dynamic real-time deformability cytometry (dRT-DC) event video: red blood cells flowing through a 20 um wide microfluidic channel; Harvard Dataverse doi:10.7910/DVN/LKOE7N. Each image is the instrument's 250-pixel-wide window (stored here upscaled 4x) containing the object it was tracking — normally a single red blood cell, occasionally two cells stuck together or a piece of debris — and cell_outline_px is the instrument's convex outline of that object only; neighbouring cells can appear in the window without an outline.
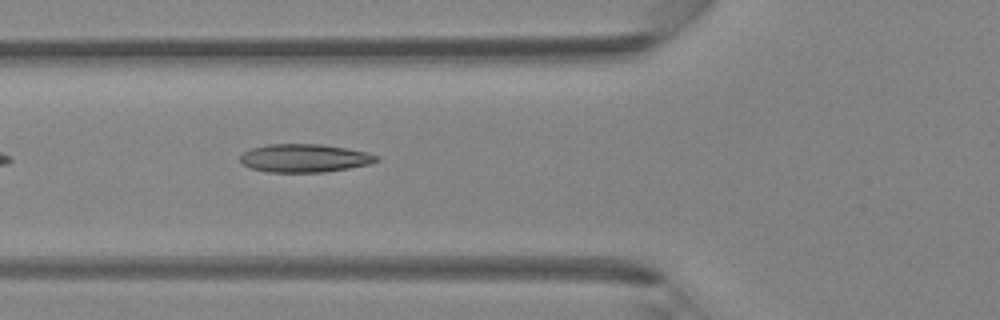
{"species": "Egyptian fruit bat (a non-hibernating species)", "species_latin": "Rousettus aegyptiacus", "temperature_condition": "room temperature", "stored_images_in_passage": 12, "camera_frame_rate_fps": 3000, "um_per_image_px": 0.085, "animal": {"sex": "female"}, "frame": {"image": 1, "passage_image": 4, "time_ms": 1.0, "image_size_px": [1000, 320], "cell_outline_px": [[380, 160], [368, 164], [348, 168], [324, 172], [268, 172], [252, 168], [244, 164], [240, 160], [240, 156], [244, 152], [252, 148], [268, 144], [320, 144], [348, 148], [368, 152], [380, 156]], "centroid_in_image_um": [25.93, 13.43], "position_along_channel_um": 99.9, "area_um2": 22.37}}
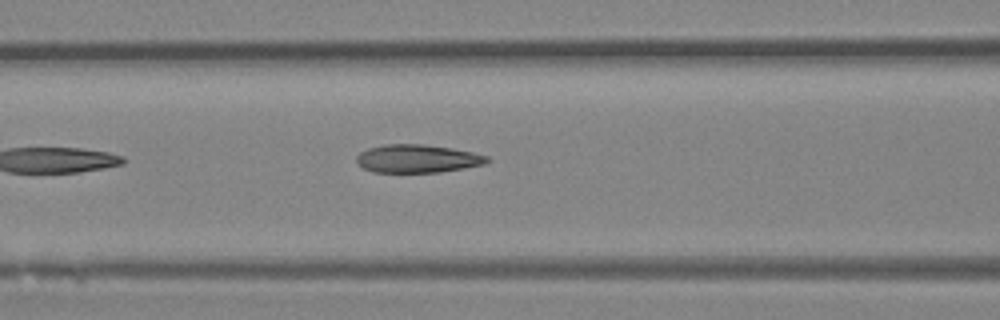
{"frame": {"image": 2, "passage_image": 6, "time_ms": 1.667, "image_size_px": [1000, 320], "cell_outline_px": [[492, 160], [484, 164], [464, 168], [440, 172], [372, 172], [364, 168], [356, 160], [356, 156], [360, 152], [368, 148], [384, 144], [424, 144], [452, 148], [472, 152], [488, 156]], "centroid_in_image_um": [35.49, 13.48], "position_along_channel_um": 131.1, "area_um2": 21.44}}